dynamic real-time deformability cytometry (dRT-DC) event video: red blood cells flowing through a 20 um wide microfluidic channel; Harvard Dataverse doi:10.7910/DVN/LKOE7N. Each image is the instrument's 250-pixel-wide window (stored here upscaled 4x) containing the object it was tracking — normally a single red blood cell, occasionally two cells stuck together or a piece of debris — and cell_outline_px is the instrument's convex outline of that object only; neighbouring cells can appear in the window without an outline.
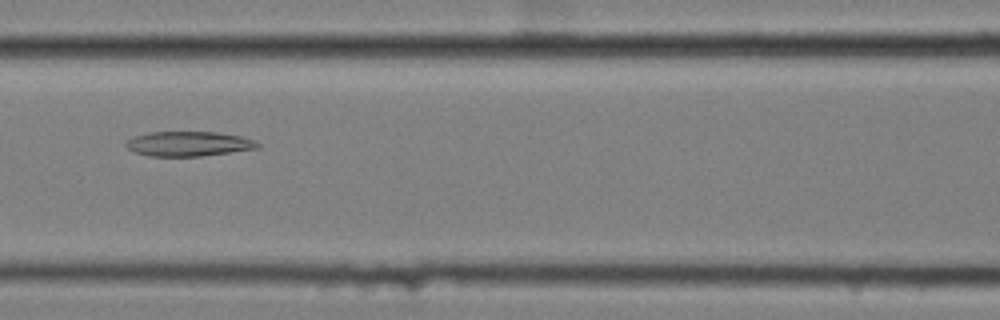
{"species": "common noctule bat (a hibernating species)", "species_latin": "Nyctalus noctula", "temperature_condition": "cold", "stored_images_in_passage": 48, "camera_frame_rate_fps": 3000, "um_per_image_px": 0.085, "animal": {"sex": "female", "body_mass_g": 25.1}, "frame": {"image": 1, "passage_image": 16, "time_ms": 5.0, "image_size_px": [1000, 320], "cell_outline_px": [[264, 144], [260, 148], [200, 156], [148, 156], [136, 152], [128, 148], [124, 144], [132, 136], [152, 132], [216, 132], [240, 136], [256, 140]], "centroid_in_image_um": [16.08, 12.22], "position_along_channel_um": 150.5, "area_um2": 19.07}}
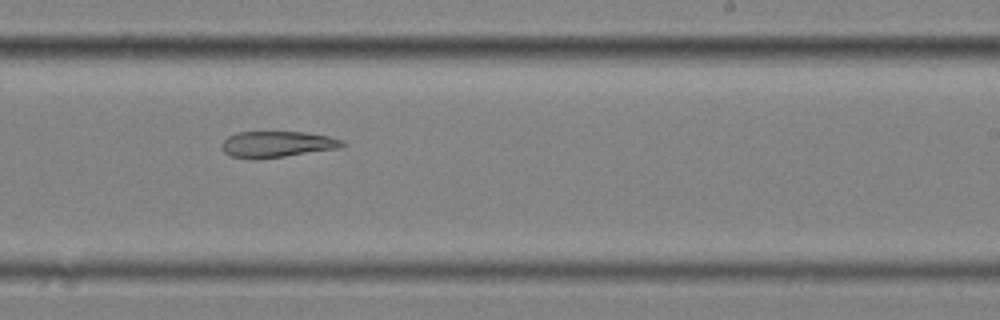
{"frame": {"image": 2, "passage_image": 26, "time_ms": 8.333, "image_size_px": [1000, 320], "cell_outline_px": [[348, 144], [340, 148], [284, 156], [228, 156], [224, 152], [220, 144], [228, 136], [236, 132], [304, 132], [328, 136], [340, 140]], "centroid_in_image_um": [23.58, 12.22], "position_along_channel_um": 265.4, "area_um2": 17.69}}
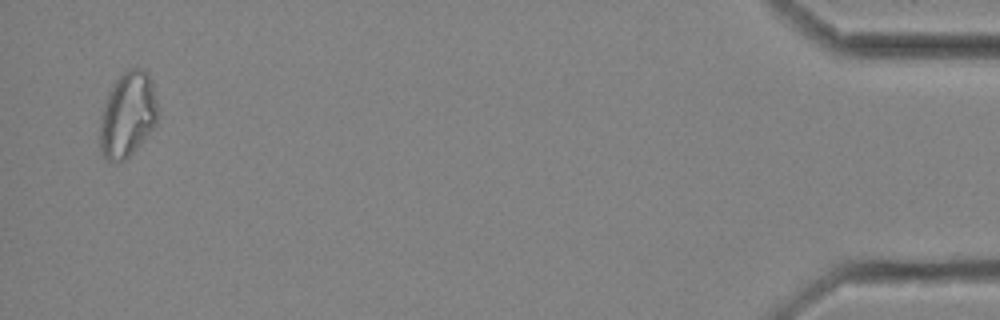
{"frame": {"image": 3, "passage_image": 47, "time_ms": 15.333, "image_size_px": [1000, 320], "cell_outline_px": [[160, 116], [156, 124], [136, 148], [124, 160], [112, 164], [104, 160], [100, 148], [100, 120], [104, 104], [108, 92], [112, 84], [124, 68], [144, 68], [148, 72], [152, 80]], "centroid_in_image_um": [10.85, 9.72], "position_along_channel_um": 424.3, "area_um2": 29.42}}